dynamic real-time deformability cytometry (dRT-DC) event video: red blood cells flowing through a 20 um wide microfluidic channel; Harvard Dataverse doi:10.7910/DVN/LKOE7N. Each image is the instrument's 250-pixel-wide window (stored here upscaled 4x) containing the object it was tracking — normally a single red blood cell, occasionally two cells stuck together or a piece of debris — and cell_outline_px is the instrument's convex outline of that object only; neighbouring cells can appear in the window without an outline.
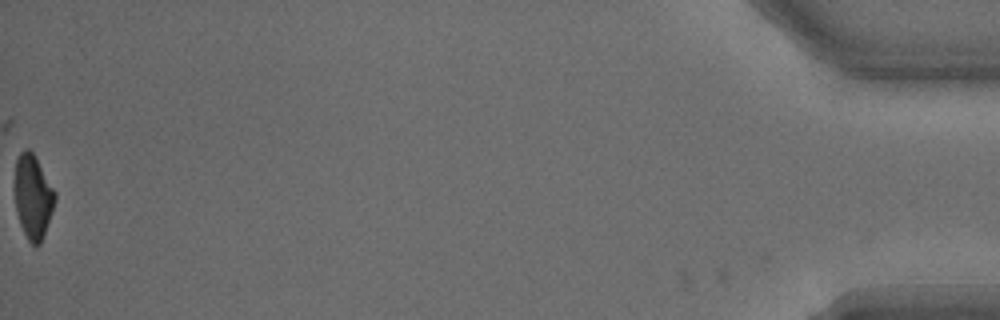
{"species": "common noctule bat (a hibernating species)", "species_latin": "Nyctalus noctula", "temperature_condition": "warm", "stored_images_in_passage": 27, "camera_frame_rate_fps": 3000, "um_per_image_px": 0.085, "animal": {"sex": "male", "body_mass_g": 15.6}, "frame": {"image": 1, "passage_image": 27, "time_ms": 8.667, "image_size_px": [1000, 320], "cell_outline_px": [[56, 200], [52, 212], [40, 244], [36, 248], [28, 240], [20, 224], [16, 208], [16, 160], [20, 152], [24, 148], [28, 148], [36, 156], [56, 192]], "centroid_in_image_um": [2.83, 16.71], "position_along_channel_um": 432.4, "area_um2": 19.54}}